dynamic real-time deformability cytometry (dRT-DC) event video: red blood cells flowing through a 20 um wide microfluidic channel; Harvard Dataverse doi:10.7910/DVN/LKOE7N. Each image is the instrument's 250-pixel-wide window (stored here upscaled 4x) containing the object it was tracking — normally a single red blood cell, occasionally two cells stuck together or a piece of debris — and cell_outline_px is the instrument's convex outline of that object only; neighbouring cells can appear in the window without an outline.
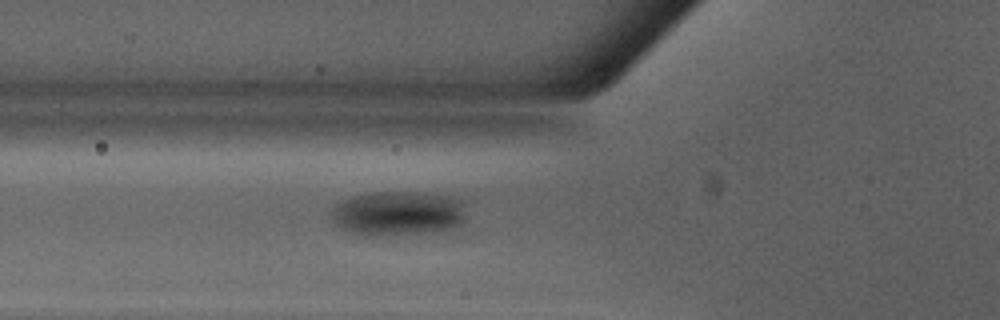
{"species": "Egyptian fruit bat (a non-hibernating species)", "species_latin": "Rousettus aegyptiacus", "temperature_condition": "warm", "stored_images_in_passage": 47, "camera_frame_rate_fps": 3000, "um_per_image_px": 0.085, "animal": {"sex": "male"}, "frame": {"image": 1, "passage_image": 17, "time_ms": 5.333, "image_size_px": [1000, 320], "cell_outline_px": [[464, 220], [460, 224], [448, 228], [416, 232], [356, 232], [344, 228], [336, 224], [332, 220], [332, 208], [336, 204], [352, 196], [376, 192], [424, 192], [448, 196], [460, 200]], "centroid_in_image_um": [33.81, 18.05], "position_along_channel_um": 92.0, "area_um2": 33.0}}
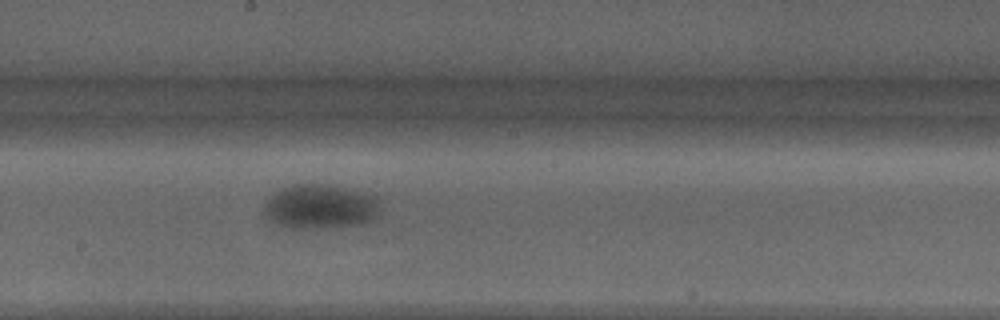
{"frame": {"image": 2, "passage_image": 26, "time_ms": 8.333, "image_size_px": [1000, 320], "cell_outline_px": [[376, 216], [368, 220], [352, 224], [284, 224], [276, 220], [268, 212], [268, 204], [272, 196], [288, 188], [308, 184], [336, 188], [368, 196], [376, 204]], "centroid_in_image_um": [27.25, 17.52], "position_along_channel_um": 220.9, "area_um2": 25.2}}
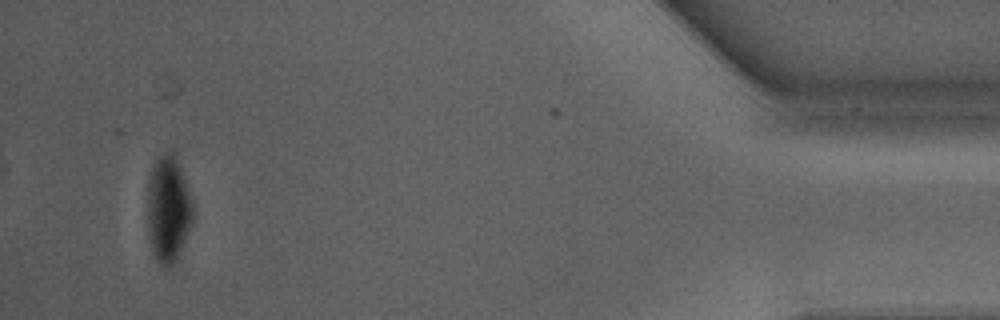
{"frame": {"image": 3, "passage_image": 45, "time_ms": 14.667, "image_size_px": [1000, 320], "cell_outline_px": [[192, 224], [180, 252], [176, 260], [168, 268], [164, 268], [156, 260], [152, 252], [148, 240], [148, 180], [152, 168], [156, 160], [164, 152], [176, 152], [192, 200]], "centroid_in_image_um": [14.3, 17.78], "position_along_channel_um": 420.9, "area_um2": 28.5}}